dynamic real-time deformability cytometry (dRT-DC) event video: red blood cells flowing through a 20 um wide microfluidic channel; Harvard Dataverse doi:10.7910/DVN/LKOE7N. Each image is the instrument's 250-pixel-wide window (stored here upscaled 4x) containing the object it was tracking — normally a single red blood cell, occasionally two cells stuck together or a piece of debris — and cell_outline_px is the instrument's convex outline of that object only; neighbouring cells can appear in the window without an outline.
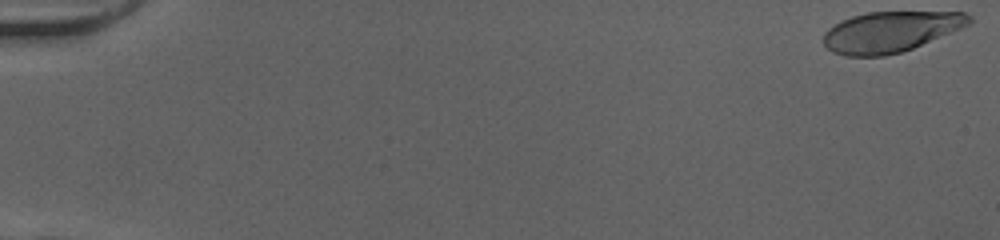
{"species": "human", "species_latin": "Homo sapiens", "temperature_condition": "cold", "stored_images_in_passage": 52, "camera_frame_rate_fps": 3000, "um_per_image_px": 0.085, "donor": {"sex": "female"}, "frame": {"image": 1, "passage_image": 1, "time_ms": 0.0, "image_size_px": [1000, 240], "cell_outline_px": [[972, 20], [968, 24], [960, 28], [912, 48], [900, 52], [884, 56], [844, 56], [832, 52], [824, 44], [824, 32], [828, 28], [852, 16], [868, 12], [964, 12], [972, 16]], "centroid_in_image_um": [75.66, 2.7], "position_along_channel_um": 9.3, "area_um2": 34.1}}
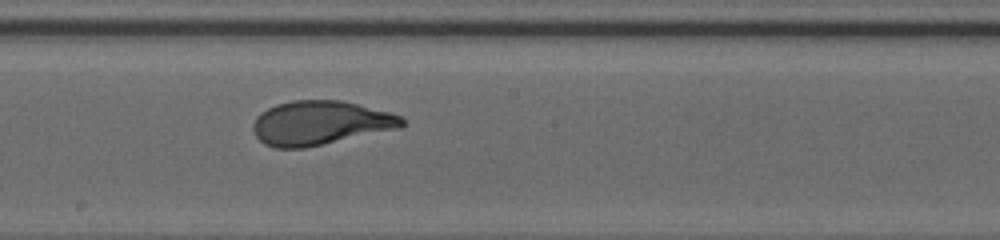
{"frame": {"image": 2, "passage_image": 30, "time_ms": 9.667, "image_size_px": [1000, 240], "cell_outline_px": [[404, 124], [400, 128], [304, 148], [276, 148], [264, 144], [256, 136], [252, 128], [252, 124], [256, 116], [260, 112], [276, 104], [292, 100], [340, 100], [388, 112], [400, 116], [404, 120]], "centroid_in_image_um": [27.17, 10.45], "position_along_channel_um": 221.0, "area_um2": 38.09}}
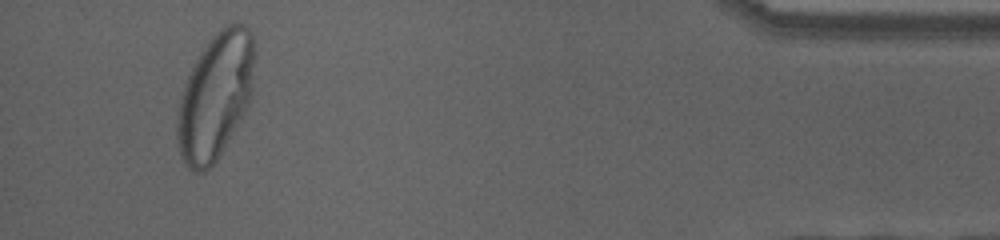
{"frame": {"image": 3, "passage_image": 49, "time_ms": 16.0, "image_size_px": [1000, 240], "cell_outline_px": [[252, 64], [248, 108], [216, 160], [204, 172], [192, 172], [184, 164], [180, 156], [176, 144], [176, 116], [180, 96], [184, 84], [200, 52], [212, 36], [224, 24], [232, 20], [244, 24], [252, 32]], "centroid_in_image_um": [18.24, 8.19], "position_along_channel_um": 417.0, "area_um2": 56.7}, "authors_computed_cell_mechanics": {"area_um2": 38.0324, "velocity_mm_per_s": 4.0176, "shape_relaxation_time_tau1_ms": 5.4305, "shape_relaxation_time_tau2_ms": null, "deformation_change_tau1": 0.2579, "deformation_change_tau2": null}}